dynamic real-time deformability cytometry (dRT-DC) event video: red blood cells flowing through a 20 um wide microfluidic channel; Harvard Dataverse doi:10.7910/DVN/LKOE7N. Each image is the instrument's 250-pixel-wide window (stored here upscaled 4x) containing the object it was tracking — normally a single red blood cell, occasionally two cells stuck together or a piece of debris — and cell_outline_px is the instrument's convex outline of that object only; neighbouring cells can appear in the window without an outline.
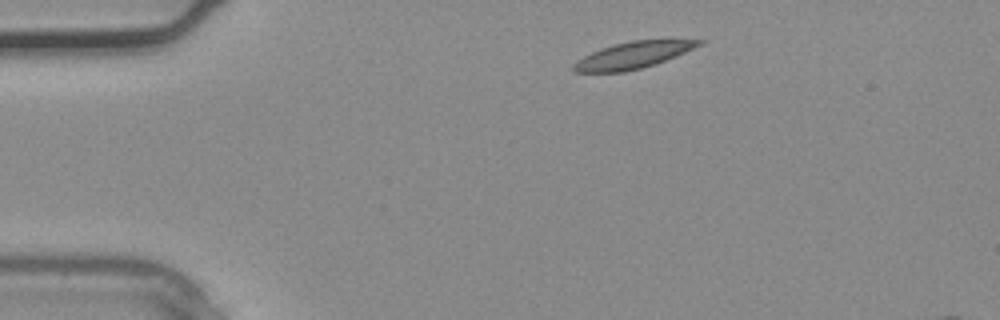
{"species": "common noctule bat (a hibernating species)", "species_latin": "Nyctalus noctula", "temperature_condition": "warm", "stored_images_in_passage": 3, "camera_frame_rate_fps": 3000, "um_per_image_px": 0.085, "animal": {"sex": "male", "body_mass_g": 20.4}, "frame": {"image": 1, "passage_image": 1, "time_ms": 0.0, "image_size_px": [1000, 320], "cell_outline_px": [[704, 40], [700, 44], [676, 56], [656, 64], [624, 72], [576, 72], [572, 68], [572, 64], [576, 60], [592, 52], [616, 44], [632, 40]], "centroid_in_image_um": [53.75, 4.71], "position_along_channel_um": 31.3, "area_um2": 19.02}}
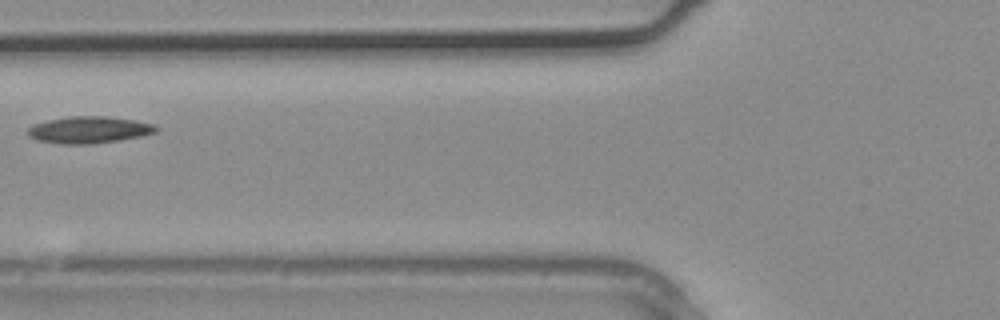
{"frame": {"image": 2, "passage_image": 3, "time_ms": 0.667, "image_size_px": [1000, 320], "cell_outline_px": [[160, 128], [156, 132], [144, 136], [120, 140], [92, 144], [60, 144], [36, 140], [28, 136], [24, 132], [32, 124], [48, 120], [68, 116], [108, 116], [136, 120], [152, 124]], "centroid_in_image_um": [7.54, 11.04], "position_along_channel_um": 118.3, "area_um2": 20.46}}